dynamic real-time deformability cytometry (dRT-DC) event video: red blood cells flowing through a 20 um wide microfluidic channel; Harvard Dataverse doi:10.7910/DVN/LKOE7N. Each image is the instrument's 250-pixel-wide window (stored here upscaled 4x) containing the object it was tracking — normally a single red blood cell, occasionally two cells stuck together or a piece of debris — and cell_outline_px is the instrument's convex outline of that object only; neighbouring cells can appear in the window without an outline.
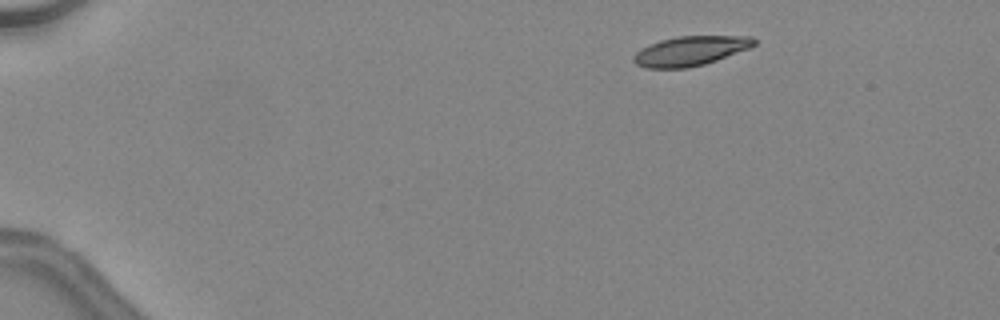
{"species": "common noctule bat (a hibernating species)", "species_latin": "Nyctalus noctula", "temperature_condition": "warm", "stored_images_in_passage": 40, "camera_frame_rate_fps": 3000, "um_per_image_px": 0.085, "animal": {"sex": "female", "body_mass_g": 24.6, "forearm_length_mm": 56.2}, "frame": {"image": 1, "passage_image": 1, "time_ms": 0.0, "image_size_px": [1000, 320], "cell_outline_px": [[756, 44], [748, 48], [716, 60], [704, 64], [688, 68], [644, 68], [636, 64], [632, 60], [632, 56], [640, 48], [648, 44], [660, 40], [676, 36], [752, 36], [756, 40]], "centroid_in_image_um": [58.62, 4.32], "position_along_channel_um": 26.4, "area_um2": 20.81}}
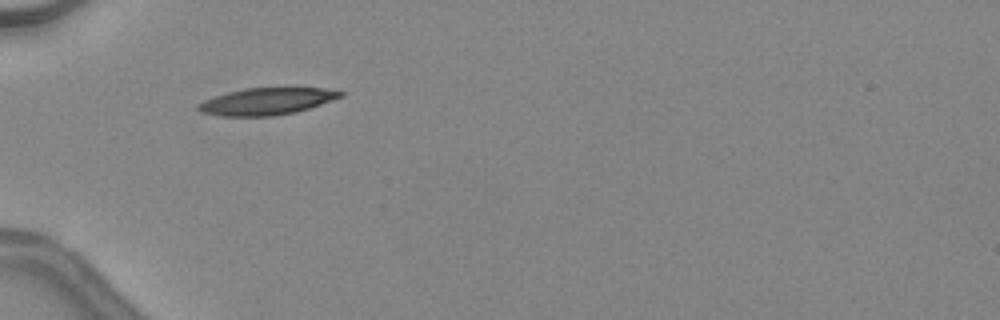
{"frame": {"image": 2, "passage_image": 10, "time_ms": 3.0, "image_size_px": [1000, 320], "cell_outline_px": [[344, 96], [296, 112], [272, 116], [220, 116], [200, 112], [196, 108], [196, 104], [204, 100], [228, 92], [244, 88], [324, 88], [344, 92]], "centroid_in_image_um": [22.64, 8.62], "position_along_channel_um": 62.4, "area_um2": 22.25}, "authors_computed_cell_mechanics": {"area_um2": 22.0507, "velocity_mm_per_s": 4.5267, "shape_relaxation_time_tau1_ms": 6.7239, "shape_relaxation_time_tau2_ms": null, "deformation_change_tau1": 0.2323, "deformation_change_tau2": null}}